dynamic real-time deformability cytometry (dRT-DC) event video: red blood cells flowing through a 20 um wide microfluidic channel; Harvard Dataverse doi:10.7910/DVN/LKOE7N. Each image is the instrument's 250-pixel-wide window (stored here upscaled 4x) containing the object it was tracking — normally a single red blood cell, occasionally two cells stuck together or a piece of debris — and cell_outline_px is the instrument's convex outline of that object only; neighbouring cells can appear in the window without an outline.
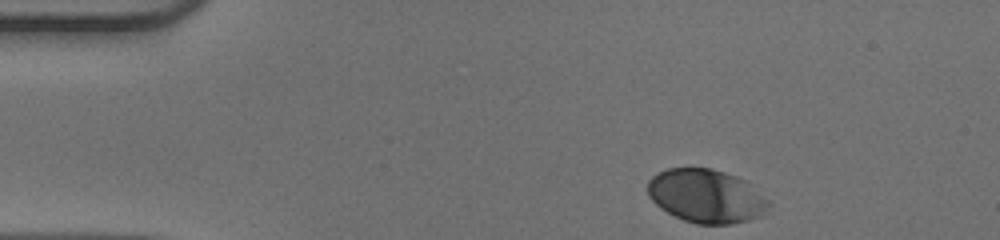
{"species": "human", "species_latin": "Homo sapiens", "temperature_condition": "warm", "stored_images_in_passage": 36, "camera_frame_rate_fps": 3000, "um_per_image_px": 0.085, "donor": {"sex": "male"}, "frame": {"image": 1, "passage_image": 1, "time_ms": 0.0, "image_size_px": [1000, 240], "cell_outline_px": [[768, 204], [760, 216], [748, 220], [728, 224], [696, 224], [684, 220], [660, 208], [648, 196], [648, 180], [652, 176], [668, 168], [712, 168], [724, 172], [744, 180]], "centroid_in_image_um": [59.93, 16.66], "position_along_channel_um": 25.1, "area_um2": 36.88}}
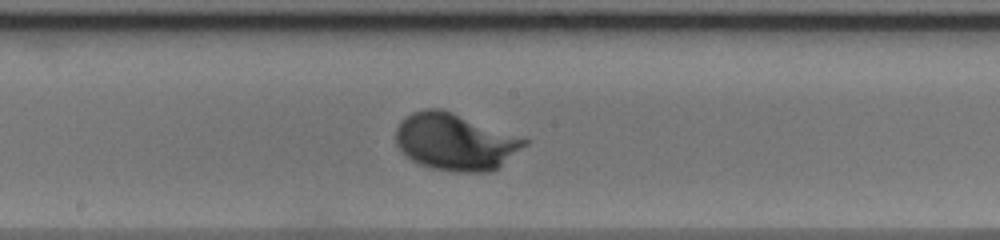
{"frame": {"image": 2, "passage_image": 21, "time_ms": 6.667, "image_size_px": [1000, 240], "cell_outline_px": [[532, 140], [528, 144], [496, 168], [488, 172], [456, 172], [432, 168], [420, 164], [412, 160], [396, 144], [396, 128], [400, 120], [412, 112], [424, 108], [440, 108], [452, 112]], "centroid_in_image_um": [38.7, 12.04], "position_along_channel_um": 209.5, "area_um2": 42.54}}
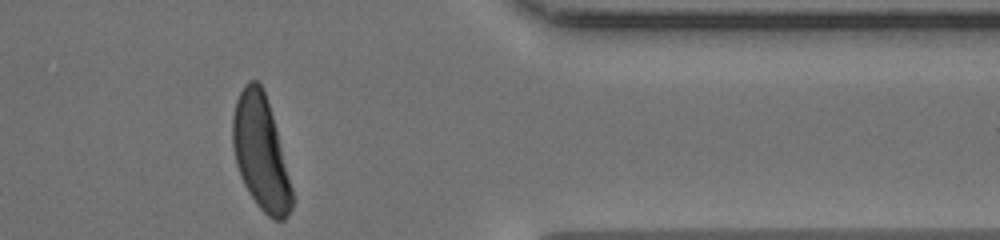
{"frame": {"image": 3, "passage_image": 36, "time_ms": 11.667, "image_size_px": [1000, 240], "cell_outline_px": [[292, 208], [288, 216], [284, 220], [276, 220], [268, 216], [256, 204], [248, 192], [240, 176], [236, 164], [232, 144], [232, 116], [236, 100], [244, 84], [248, 80], [256, 80], [260, 84], [264, 92], [276, 128], [292, 188]], "centroid_in_image_um": [22.14, 12.99], "position_along_channel_um": 389.3, "area_um2": 39.25}, "authors_computed_cell_mechanics": {"area_um2": 39.1017, "velocity_mm_per_s": 3.9472, "shape_relaxation_time_tau1_ms": 1.8478, "shape_relaxation_time_tau2_ms": null, "deformation_change_tau1": 0.1298, "deformation_change_tau2": null}}